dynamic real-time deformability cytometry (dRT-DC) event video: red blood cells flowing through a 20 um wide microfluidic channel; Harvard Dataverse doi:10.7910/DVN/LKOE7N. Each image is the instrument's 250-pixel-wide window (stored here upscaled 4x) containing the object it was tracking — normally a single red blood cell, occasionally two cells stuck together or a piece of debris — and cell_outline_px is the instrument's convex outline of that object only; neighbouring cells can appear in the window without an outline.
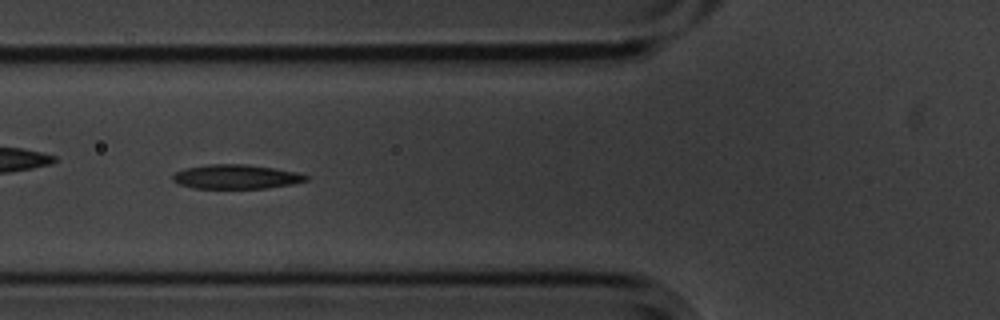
{"species": "common noctule bat (a hibernating species)", "species_latin": "Nyctalus noctula", "temperature_condition": "cold", "stored_images_in_passage": 10, "camera_frame_rate_fps": 3000, "um_per_image_px": 0.085, "animal": {"sex": "male", "body_mass_g": 20.1, "forearm_length_mm": 53.5}, "frame": {"image": 1, "passage_image": 6, "time_ms": 1.667, "image_size_px": [1000, 320], "cell_outline_px": [[308, 180], [292, 184], [268, 188], [192, 188], [180, 184], [172, 180], [172, 176], [176, 172], [184, 168], [208, 164], [248, 164], [276, 168], [296, 172], [308, 176]], "centroid_in_image_um": [20.07, 15.01], "position_along_channel_um": 105.7, "area_um2": 18.9}}
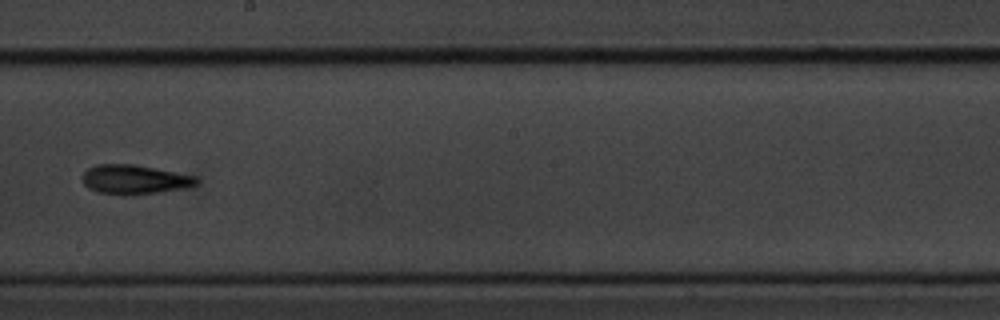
{"frame": {"image": 2, "passage_image": 9, "time_ms": 2.667, "image_size_px": [1000, 320], "cell_outline_px": [[200, 184], [160, 192], [132, 196], [120, 196], [96, 192], [88, 188], [84, 184], [84, 172], [88, 168], [96, 164], [132, 164], [196, 176], [200, 180]], "centroid_in_image_um": [11.42, 15.28], "position_along_channel_um": 236.8, "area_um2": 19.65}}
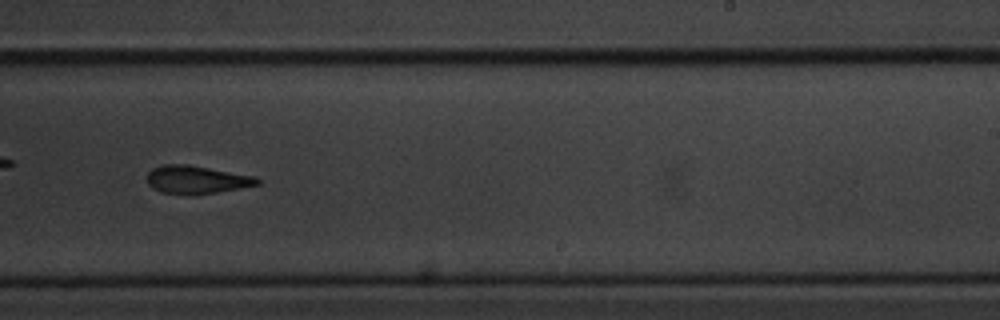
{"frame": {"image": 3, "passage_image": 10, "time_ms": 3.0, "image_size_px": [1000, 320], "cell_outline_px": [[260, 184], [240, 188], [216, 192], [160, 192], [152, 188], [148, 184], [148, 172], [152, 168], [164, 164], [188, 164], [252, 176], [260, 180]], "centroid_in_image_um": [16.68, 15.23], "position_along_channel_um": 272.3, "area_um2": 17.22}}